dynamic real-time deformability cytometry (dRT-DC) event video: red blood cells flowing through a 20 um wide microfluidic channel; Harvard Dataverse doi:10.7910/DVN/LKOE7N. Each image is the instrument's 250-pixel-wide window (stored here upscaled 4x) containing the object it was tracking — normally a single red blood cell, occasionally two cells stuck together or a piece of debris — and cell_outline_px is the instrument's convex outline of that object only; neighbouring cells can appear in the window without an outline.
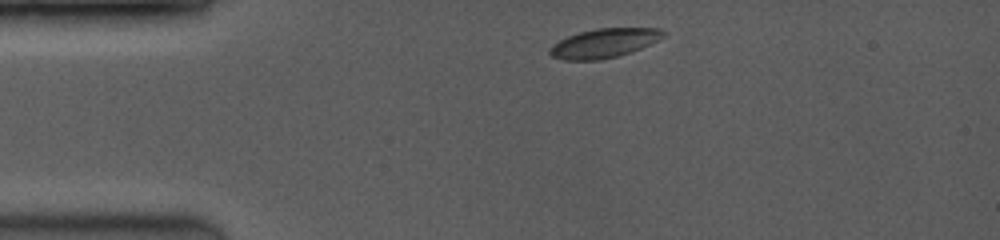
{"species": "common noctule bat (a hibernating species)", "species_latin": "Nyctalus noctula", "temperature_condition": "room temperature", "stored_images_in_passage": 2, "camera_frame_rate_fps": 3500, "um_per_image_px": 0.085, "animal": {"sex": "female", "body_mass_g": 19.0, "forearm_length_mm": 53.3}, "frame": {"image": 1, "passage_image": 1, "time_ms": 0.0, "image_size_px": [1000, 240], "cell_outline_px": [[668, 36], [640, 48], [616, 56], [600, 60], [564, 60], [552, 56], [548, 52], [548, 48], [552, 44], [568, 36], [580, 32], [596, 28], [660, 28], [668, 32]], "centroid_in_image_um": [51.37, 3.65], "position_along_channel_um": 33.6, "area_um2": 19.36}}